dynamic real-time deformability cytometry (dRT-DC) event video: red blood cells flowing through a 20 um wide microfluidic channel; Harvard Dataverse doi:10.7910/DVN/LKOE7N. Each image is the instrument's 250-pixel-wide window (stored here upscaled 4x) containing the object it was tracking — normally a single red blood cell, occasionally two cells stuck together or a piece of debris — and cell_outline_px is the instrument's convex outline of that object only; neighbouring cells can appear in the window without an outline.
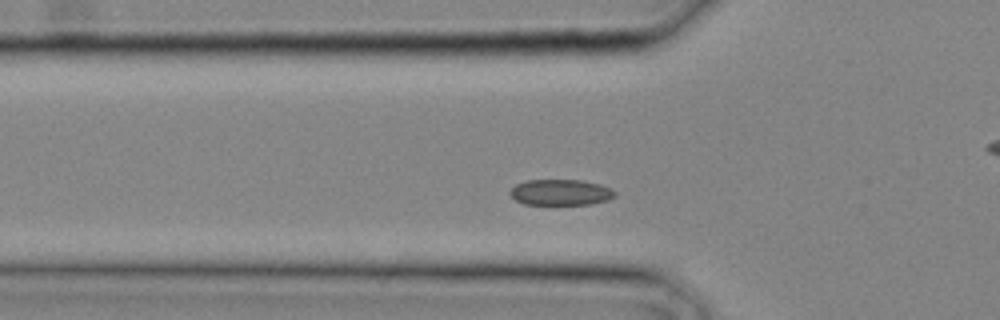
{"species": "common noctule bat (a hibernating species)", "species_latin": "Nyctalus noctula", "temperature_condition": "cold", "stored_images_in_passage": 7, "camera_frame_rate_fps": 3000, "um_per_image_px": 0.085, "animal": {"sex": "male", "body_mass_g": 20.4}, "frame": {"image": 1, "passage_image": 5, "time_ms": 1.333, "image_size_px": [1000, 320], "cell_outline_px": [[616, 196], [608, 200], [592, 204], [524, 204], [516, 200], [508, 192], [516, 184], [528, 180], [580, 180], [600, 184], [612, 188], [616, 192]], "centroid_in_image_um": [47.69, 16.35], "position_along_channel_um": 78.1, "area_um2": 15.84}}